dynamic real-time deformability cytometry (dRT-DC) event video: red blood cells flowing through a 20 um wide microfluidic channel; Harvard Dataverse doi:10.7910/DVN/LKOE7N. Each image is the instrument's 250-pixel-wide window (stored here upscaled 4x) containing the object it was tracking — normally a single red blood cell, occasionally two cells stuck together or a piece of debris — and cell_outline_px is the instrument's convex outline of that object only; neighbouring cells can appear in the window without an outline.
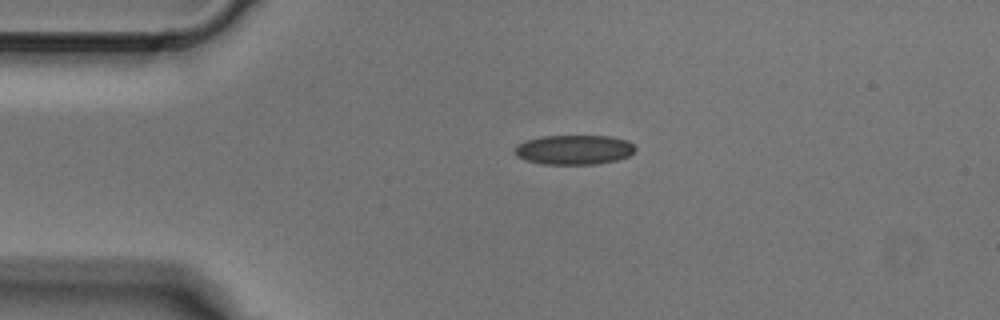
{"species": "Egyptian fruit bat (a non-hibernating species)", "species_latin": "Rousettus aegyptiacus", "temperature_condition": "cold", "stored_images_in_passage": 3, "camera_frame_rate_fps": 3000, "um_per_image_px": 0.085, "animal": {"sex": "male"}, "frame": {"image": 1, "passage_image": 1, "time_ms": 0.0, "image_size_px": [1000, 320], "cell_outline_px": [[636, 148], [628, 156], [616, 160], [596, 164], [540, 164], [524, 160], [516, 156], [516, 144], [524, 140], [540, 136], [612, 136], [628, 140], [636, 144]], "centroid_in_image_um": [48.79, 12.72], "position_along_channel_um": 36.2, "area_um2": 21.04}}
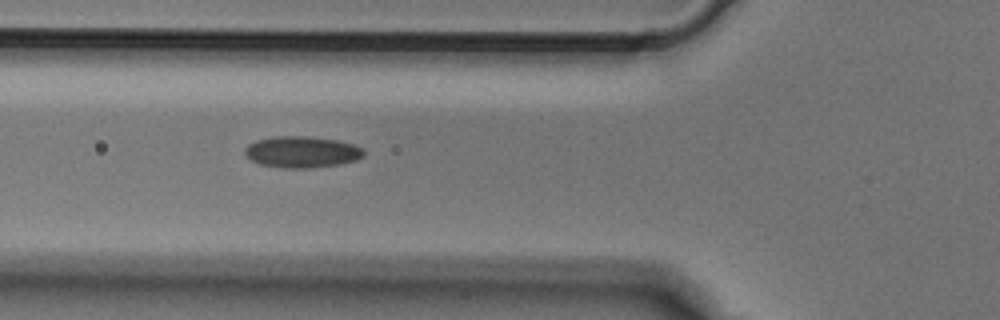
{"frame": {"image": 2, "passage_image": 3, "time_ms": 0.667, "image_size_px": [1000, 320], "cell_outline_px": [[364, 156], [356, 160], [340, 164], [308, 168], [284, 168], [260, 164], [252, 160], [244, 152], [244, 148], [248, 144], [256, 140], [272, 136], [308, 136], [336, 140], [352, 144], [364, 148]], "centroid_in_image_um": [25.66, 12.91], "position_along_channel_um": 100.1, "area_um2": 21.79}}